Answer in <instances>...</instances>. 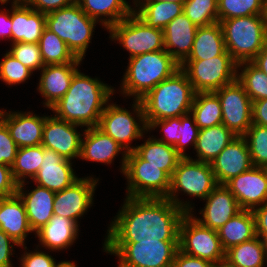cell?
<instances>
[{
  "label": "cell",
  "mask_w": 267,
  "mask_h": 267,
  "mask_svg": "<svg viewBox=\"0 0 267 267\" xmlns=\"http://www.w3.org/2000/svg\"><path fill=\"white\" fill-rule=\"evenodd\" d=\"M103 248L118 256V267H172L179 241L104 242Z\"/></svg>",
  "instance_id": "obj_7"
},
{
  "label": "cell",
  "mask_w": 267,
  "mask_h": 267,
  "mask_svg": "<svg viewBox=\"0 0 267 267\" xmlns=\"http://www.w3.org/2000/svg\"><path fill=\"white\" fill-rule=\"evenodd\" d=\"M263 241H264V244H265V250H266V256H267V237H265L263 239Z\"/></svg>",
  "instance_id": "obj_61"
},
{
  "label": "cell",
  "mask_w": 267,
  "mask_h": 267,
  "mask_svg": "<svg viewBox=\"0 0 267 267\" xmlns=\"http://www.w3.org/2000/svg\"><path fill=\"white\" fill-rule=\"evenodd\" d=\"M254 167H267V127L252 124L243 135Z\"/></svg>",
  "instance_id": "obj_42"
},
{
  "label": "cell",
  "mask_w": 267,
  "mask_h": 267,
  "mask_svg": "<svg viewBox=\"0 0 267 267\" xmlns=\"http://www.w3.org/2000/svg\"><path fill=\"white\" fill-rule=\"evenodd\" d=\"M113 93L114 88L77 70L65 95L50 109L67 122L97 127Z\"/></svg>",
  "instance_id": "obj_2"
},
{
  "label": "cell",
  "mask_w": 267,
  "mask_h": 267,
  "mask_svg": "<svg viewBox=\"0 0 267 267\" xmlns=\"http://www.w3.org/2000/svg\"><path fill=\"white\" fill-rule=\"evenodd\" d=\"M186 212L167 198L126 197L105 242L179 241Z\"/></svg>",
  "instance_id": "obj_1"
},
{
  "label": "cell",
  "mask_w": 267,
  "mask_h": 267,
  "mask_svg": "<svg viewBox=\"0 0 267 267\" xmlns=\"http://www.w3.org/2000/svg\"><path fill=\"white\" fill-rule=\"evenodd\" d=\"M211 262L187 255L177 250L172 267H211Z\"/></svg>",
  "instance_id": "obj_52"
},
{
  "label": "cell",
  "mask_w": 267,
  "mask_h": 267,
  "mask_svg": "<svg viewBox=\"0 0 267 267\" xmlns=\"http://www.w3.org/2000/svg\"><path fill=\"white\" fill-rule=\"evenodd\" d=\"M12 9L11 14L7 10L0 11V39L9 38L12 41Z\"/></svg>",
  "instance_id": "obj_55"
},
{
  "label": "cell",
  "mask_w": 267,
  "mask_h": 267,
  "mask_svg": "<svg viewBox=\"0 0 267 267\" xmlns=\"http://www.w3.org/2000/svg\"><path fill=\"white\" fill-rule=\"evenodd\" d=\"M75 0H26V3L34 10L43 14L72 5Z\"/></svg>",
  "instance_id": "obj_50"
},
{
  "label": "cell",
  "mask_w": 267,
  "mask_h": 267,
  "mask_svg": "<svg viewBox=\"0 0 267 267\" xmlns=\"http://www.w3.org/2000/svg\"><path fill=\"white\" fill-rule=\"evenodd\" d=\"M227 52L237 63L251 62L267 40L265 15L234 17L219 21Z\"/></svg>",
  "instance_id": "obj_5"
},
{
  "label": "cell",
  "mask_w": 267,
  "mask_h": 267,
  "mask_svg": "<svg viewBox=\"0 0 267 267\" xmlns=\"http://www.w3.org/2000/svg\"><path fill=\"white\" fill-rule=\"evenodd\" d=\"M11 47L9 53L31 71L44 68L39 43L18 42Z\"/></svg>",
  "instance_id": "obj_43"
},
{
  "label": "cell",
  "mask_w": 267,
  "mask_h": 267,
  "mask_svg": "<svg viewBox=\"0 0 267 267\" xmlns=\"http://www.w3.org/2000/svg\"><path fill=\"white\" fill-rule=\"evenodd\" d=\"M0 229L20 247H24L28 233L32 232L28 223L25 206L17 193L11 196L0 197Z\"/></svg>",
  "instance_id": "obj_25"
},
{
  "label": "cell",
  "mask_w": 267,
  "mask_h": 267,
  "mask_svg": "<svg viewBox=\"0 0 267 267\" xmlns=\"http://www.w3.org/2000/svg\"><path fill=\"white\" fill-rule=\"evenodd\" d=\"M53 267H77V266H76V264L74 262L61 261L58 264H56V262H55Z\"/></svg>",
  "instance_id": "obj_58"
},
{
  "label": "cell",
  "mask_w": 267,
  "mask_h": 267,
  "mask_svg": "<svg viewBox=\"0 0 267 267\" xmlns=\"http://www.w3.org/2000/svg\"><path fill=\"white\" fill-rule=\"evenodd\" d=\"M179 250L214 263L225 258L217 230L202 226L192 213H186L179 226Z\"/></svg>",
  "instance_id": "obj_13"
},
{
  "label": "cell",
  "mask_w": 267,
  "mask_h": 267,
  "mask_svg": "<svg viewBox=\"0 0 267 267\" xmlns=\"http://www.w3.org/2000/svg\"><path fill=\"white\" fill-rule=\"evenodd\" d=\"M217 185L211 164L193 160L190 156L181 158L171 177L166 198L186 213H191L193 207L190 202L185 203L177 198L178 191L204 200Z\"/></svg>",
  "instance_id": "obj_8"
},
{
  "label": "cell",
  "mask_w": 267,
  "mask_h": 267,
  "mask_svg": "<svg viewBox=\"0 0 267 267\" xmlns=\"http://www.w3.org/2000/svg\"><path fill=\"white\" fill-rule=\"evenodd\" d=\"M218 0H186L183 13L197 27H207L218 22Z\"/></svg>",
  "instance_id": "obj_41"
},
{
  "label": "cell",
  "mask_w": 267,
  "mask_h": 267,
  "mask_svg": "<svg viewBox=\"0 0 267 267\" xmlns=\"http://www.w3.org/2000/svg\"><path fill=\"white\" fill-rule=\"evenodd\" d=\"M18 146L10 136L7 126L0 120V164L12 166Z\"/></svg>",
  "instance_id": "obj_47"
},
{
  "label": "cell",
  "mask_w": 267,
  "mask_h": 267,
  "mask_svg": "<svg viewBox=\"0 0 267 267\" xmlns=\"http://www.w3.org/2000/svg\"><path fill=\"white\" fill-rule=\"evenodd\" d=\"M21 267H53L54 258L39 250L35 252H26L20 258Z\"/></svg>",
  "instance_id": "obj_48"
},
{
  "label": "cell",
  "mask_w": 267,
  "mask_h": 267,
  "mask_svg": "<svg viewBox=\"0 0 267 267\" xmlns=\"http://www.w3.org/2000/svg\"><path fill=\"white\" fill-rule=\"evenodd\" d=\"M215 93L222 108V124L234 135L243 136L252 125V101L235 80Z\"/></svg>",
  "instance_id": "obj_14"
},
{
  "label": "cell",
  "mask_w": 267,
  "mask_h": 267,
  "mask_svg": "<svg viewBox=\"0 0 267 267\" xmlns=\"http://www.w3.org/2000/svg\"><path fill=\"white\" fill-rule=\"evenodd\" d=\"M81 125L62 120L54 115L46 116L43 127L42 146L51 149L65 159L73 160L80 156L81 139L76 128Z\"/></svg>",
  "instance_id": "obj_17"
},
{
  "label": "cell",
  "mask_w": 267,
  "mask_h": 267,
  "mask_svg": "<svg viewBox=\"0 0 267 267\" xmlns=\"http://www.w3.org/2000/svg\"><path fill=\"white\" fill-rule=\"evenodd\" d=\"M43 162V146H30L18 148L15 162L11 166L12 176L19 185L27 177L32 179L37 175Z\"/></svg>",
  "instance_id": "obj_37"
},
{
  "label": "cell",
  "mask_w": 267,
  "mask_h": 267,
  "mask_svg": "<svg viewBox=\"0 0 267 267\" xmlns=\"http://www.w3.org/2000/svg\"><path fill=\"white\" fill-rule=\"evenodd\" d=\"M235 196L241 209L253 210L267 202V170L252 167L224 184Z\"/></svg>",
  "instance_id": "obj_16"
},
{
  "label": "cell",
  "mask_w": 267,
  "mask_h": 267,
  "mask_svg": "<svg viewBox=\"0 0 267 267\" xmlns=\"http://www.w3.org/2000/svg\"><path fill=\"white\" fill-rule=\"evenodd\" d=\"M218 22L234 17L265 15L267 0H218Z\"/></svg>",
  "instance_id": "obj_40"
},
{
  "label": "cell",
  "mask_w": 267,
  "mask_h": 267,
  "mask_svg": "<svg viewBox=\"0 0 267 267\" xmlns=\"http://www.w3.org/2000/svg\"><path fill=\"white\" fill-rule=\"evenodd\" d=\"M134 152L148 164L157 166L172 177L179 160L182 158L174 146L148 138L144 144L136 146Z\"/></svg>",
  "instance_id": "obj_33"
},
{
  "label": "cell",
  "mask_w": 267,
  "mask_h": 267,
  "mask_svg": "<svg viewBox=\"0 0 267 267\" xmlns=\"http://www.w3.org/2000/svg\"><path fill=\"white\" fill-rule=\"evenodd\" d=\"M197 28L183 12L164 28V50L179 64L189 56Z\"/></svg>",
  "instance_id": "obj_23"
},
{
  "label": "cell",
  "mask_w": 267,
  "mask_h": 267,
  "mask_svg": "<svg viewBox=\"0 0 267 267\" xmlns=\"http://www.w3.org/2000/svg\"><path fill=\"white\" fill-rule=\"evenodd\" d=\"M107 30L111 40L119 41L130 53L129 58L164 50V31L148 26L134 12Z\"/></svg>",
  "instance_id": "obj_12"
},
{
  "label": "cell",
  "mask_w": 267,
  "mask_h": 267,
  "mask_svg": "<svg viewBox=\"0 0 267 267\" xmlns=\"http://www.w3.org/2000/svg\"><path fill=\"white\" fill-rule=\"evenodd\" d=\"M194 95L187 75L179 69L140 99L146 125L190 113Z\"/></svg>",
  "instance_id": "obj_3"
},
{
  "label": "cell",
  "mask_w": 267,
  "mask_h": 267,
  "mask_svg": "<svg viewBox=\"0 0 267 267\" xmlns=\"http://www.w3.org/2000/svg\"><path fill=\"white\" fill-rule=\"evenodd\" d=\"M46 28V14L32 9L26 2L12 4V43H39Z\"/></svg>",
  "instance_id": "obj_26"
},
{
  "label": "cell",
  "mask_w": 267,
  "mask_h": 267,
  "mask_svg": "<svg viewBox=\"0 0 267 267\" xmlns=\"http://www.w3.org/2000/svg\"><path fill=\"white\" fill-rule=\"evenodd\" d=\"M78 179L72 168L71 160L43 147V162L37 175L33 178L35 184L50 191L59 192Z\"/></svg>",
  "instance_id": "obj_19"
},
{
  "label": "cell",
  "mask_w": 267,
  "mask_h": 267,
  "mask_svg": "<svg viewBox=\"0 0 267 267\" xmlns=\"http://www.w3.org/2000/svg\"><path fill=\"white\" fill-rule=\"evenodd\" d=\"M225 258L236 267H264L267 261L264 241L256 236L235 245L225 251Z\"/></svg>",
  "instance_id": "obj_35"
},
{
  "label": "cell",
  "mask_w": 267,
  "mask_h": 267,
  "mask_svg": "<svg viewBox=\"0 0 267 267\" xmlns=\"http://www.w3.org/2000/svg\"><path fill=\"white\" fill-rule=\"evenodd\" d=\"M81 61L76 58L72 63L44 66L38 90L45 98V107L50 109L65 95Z\"/></svg>",
  "instance_id": "obj_22"
},
{
  "label": "cell",
  "mask_w": 267,
  "mask_h": 267,
  "mask_svg": "<svg viewBox=\"0 0 267 267\" xmlns=\"http://www.w3.org/2000/svg\"><path fill=\"white\" fill-rule=\"evenodd\" d=\"M204 200L205 207L199 213L203 218H194L207 228L219 229L242 210L235 196L224 184H218Z\"/></svg>",
  "instance_id": "obj_21"
},
{
  "label": "cell",
  "mask_w": 267,
  "mask_h": 267,
  "mask_svg": "<svg viewBox=\"0 0 267 267\" xmlns=\"http://www.w3.org/2000/svg\"><path fill=\"white\" fill-rule=\"evenodd\" d=\"M210 164L218 184L250 170L253 164L245 138L234 137Z\"/></svg>",
  "instance_id": "obj_18"
},
{
  "label": "cell",
  "mask_w": 267,
  "mask_h": 267,
  "mask_svg": "<svg viewBox=\"0 0 267 267\" xmlns=\"http://www.w3.org/2000/svg\"><path fill=\"white\" fill-rule=\"evenodd\" d=\"M135 1H156V2L165 1V2H176L184 4L186 0H135Z\"/></svg>",
  "instance_id": "obj_59"
},
{
  "label": "cell",
  "mask_w": 267,
  "mask_h": 267,
  "mask_svg": "<svg viewBox=\"0 0 267 267\" xmlns=\"http://www.w3.org/2000/svg\"><path fill=\"white\" fill-rule=\"evenodd\" d=\"M98 179L79 178L72 185L55 192L53 214L63 216L74 221L84 215L93 204V196Z\"/></svg>",
  "instance_id": "obj_15"
},
{
  "label": "cell",
  "mask_w": 267,
  "mask_h": 267,
  "mask_svg": "<svg viewBox=\"0 0 267 267\" xmlns=\"http://www.w3.org/2000/svg\"><path fill=\"white\" fill-rule=\"evenodd\" d=\"M190 113L199 129L222 124V108L215 92L195 93Z\"/></svg>",
  "instance_id": "obj_36"
},
{
  "label": "cell",
  "mask_w": 267,
  "mask_h": 267,
  "mask_svg": "<svg viewBox=\"0 0 267 267\" xmlns=\"http://www.w3.org/2000/svg\"><path fill=\"white\" fill-rule=\"evenodd\" d=\"M19 246L11 237H9L3 230L0 229V267H13L10 261L12 256L13 245Z\"/></svg>",
  "instance_id": "obj_51"
},
{
  "label": "cell",
  "mask_w": 267,
  "mask_h": 267,
  "mask_svg": "<svg viewBox=\"0 0 267 267\" xmlns=\"http://www.w3.org/2000/svg\"><path fill=\"white\" fill-rule=\"evenodd\" d=\"M134 5L137 8H133V12L141 20L148 26L161 30H164L172 19L183 12V4L176 2L135 1Z\"/></svg>",
  "instance_id": "obj_34"
},
{
  "label": "cell",
  "mask_w": 267,
  "mask_h": 267,
  "mask_svg": "<svg viewBox=\"0 0 267 267\" xmlns=\"http://www.w3.org/2000/svg\"><path fill=\"white\" fill-rule=\"evenodd\" d=\"M83 137L79 156L83 160L111 164L124 149L98 127L84 129Z\"/></svg>",
  "instance_id": "obj_27"
},
{
  "label": "cell",
  "mask_w": 267,
  "mask_h": 267,
  "mask_svg": "<svg viewBox=\"0 0 267 267\" xmlns=\"http://www.w3.org/2000/svg\"><path fill=\"white\" fill-rule=\"evenodd\" d=\"M17 186L12 176L11 166L0 164V197L16 194Z\"/></svg>",
  "instance_id": "obj_49"
},
{
  "label": "cell",
  "mask_w": 267,
  "mask_h": 267,
  "mask_svg": "<svg viewBox=\"0 0 267 267\" xmlns=\"http://www.w3.org/2000/svg\"><path fill=\"white\" fill-rule=\"evenodd\" d=\"M255 218L256 235L264 239L267 237V202L252 210Z\"/></svg>",
  "instance_id": "obj_53"
},
{
  "label": "cell",
  "mask_w": 267,
  "mask_h": 267,
  "mask_svg": "<svg viewBox=\"0 0 267 267\" xmlns=\"http://www.w3.org/2000/svg\"><path fill=\"white\" fill-rule=\"evenodd\" d=\"M265 19H266V32H267V6H266V11H265Z\"/></svg>",
  "instance_id": "obj_62"
},
{
  "label": "cell",
  "mask_w": 267,
  "mask_h": 267,
  "mask_svg": "<svg viewBox=\"0 0 267 267\" xmlns=\"http://www.w3.org/2000/svg\"><path fill=\"white\" fill-rule=\"evenodd\" d=\"M97 22L76 2L46 14V28L57 34L73 55L81 60L85 56Z\"/></svg>",
  "instance_id": "obj_6"
},
{
  "label": "cell",
  "mask_w": 267,
  "mask_h": 267,
  "mask_svg": "<svg viewBox=\"0 0 267 267\" xmlns=\"http://www.w3.org/2000/svg\"><path fill=\"white\" fill-rule=\"evenodd\" d=\"M132 108H134V113L136 118L135 120L130 113V111L122 108L116 104H108L103 113L101 114L98 128L103 131L105 134L110 136L114 141H116L121 147L125 150L123 151V159L121 170L124 172L126 165V156L129 152L135 150V146L130 147L129 145L132 140L140 139L143 137V133L147 130V125L144 119V110L140 100H134ZM142 124V125H141ZM141 125V126H140Z\"/></svg>",
  "instance_id": "obj_9"
},
{
  "label": "cell",
  "mask_w": 267,
  "mask_h": 267,
  "mask_svg": "<svg viewBox=\"0 0 267 267\" xmlns=\"http://www.w3.org/2000/svg\"><path fill=\"white\" fill-rule=\"evenodd\" d=\"M180 69L187 75L195 93L215 92L236 80L237 63L230 54L209 60H184Z\"/></svg>",
  "instance_id": "obj_10"
},
{
  "label": "cell",
  "mask_w": 267,
  "mask_h": 267,
  "mask_svg": "<svg viewBox=\"0 0 267 267\" xmlns=\"http://www.w3.org/2000/svg\"><path fill=\"white\" fill-rule=\"evenodd\" d=\"M221 54L229 53L226 50L222 27L217 22L197 28L192 50L185 60H209Z\"/></svg>",
  "instance_id": "obj_29"
},
{
  "label": "cell",
  "mask_w": 267,
  "mask_h": 267,
  "mask_svg": "<svg viewBox=\"0 0 267 267\" xmlns=\"http://www.w3.org/2000/svg\"><path fill=\"white\" fill-rule=\"evenodd\" d=\"M239 68L242 72H238ZM236 80L243 86L252 102L267 99V75L252 62L237 64Z\"/></svg>",
  "instance_id": "obj_39"
},
{
  "label": "cell",
  "mask_w": 267,
  "mask_h": 267,
  "mask_svg": "<svg viewBox=\"0 0 267 267\" xmlns=\"http://www.w3.org/2000/svg\"><path fill=\"white\" fill-rule=\"evenodd\" d=\"M75 2L89 17L99 21L106 29L128 17L134 10L126 0H75Z\"/></svg>",
  "instance_id": "obj_30"
},
{
  "label": "cell",
  "mask_w": 267,
  "mask_h": 267,
  "mask_svg": "<svg viewBox=\"0 0 267 267\" xmlns=\"http://www.w3.org/2000/svg\"><path fill=\"white\" fill-rule=\"evenodd\" d=\"M251 62L267 75V40L263 49Z\"/></svg>",
  "instance_id": "obj_56"
},
{
  "label": "cell",
  "mask_w": 267,
  "mask_h": 267,
  "mask_svg": "<svg viewBox=\"0 0 267 267\" xmlns=\"http://www.w3.org/2000/svg\"><path fill=\"white\" fill-rule=\"evenodd\" d=\"M123 175L127 178V196L132 198H166L171 177L157 166L148 164L134 151L126 156Z\"/></svg>",
  "instance_id": "obj_11"
},
{
  "label": "cell",
  "mask_w": 267,
  "mask_h": 267,
  "mask_svg": "<svg viewBox=\"0 0 267 267\" xmlns=\"http://www.w3.org/2000/svg\"><path fill=\"white\" fill-rule=\"evenodd\" d=\"M33 71L15 59L9 52L0 62V79L7 85H16L25 82Z\"/></svg>",
  "instance_id": "obj_44"
},
{
  "label": "cell",
  "mask_w": 267,
  "mask_h": 267,
  "mask_svg": "<svg viewBox=\"0 0 267 267\" xmlns=\"http://www.w3.org/2000/svg\"><path fill=\"white\" fill-rule=\"evenodd\" d=\"M224 250L256 237L255 218L252 210L242 209L217 229Z\"/></svg>",
  "instance_id": "obj_31"
},
{
  "label": "cell",
  "mask_w": 267,
  "mask_h": 267,
  "mask_svg": "<svg viewBox=\"0 0 267 267\" xmlns=\"http://www.w3.org/2000/svg\"><path fill=\"white\" fill-rule=\"evenodd\" d=\"M79 226L62 215H53L49 222L36 232L39 242L50 250L68 248L78 236Z\"/></svg>",
  "instance_id": "obj_28"
},
{
  "label": "cell",
  "mask_w": 267,
  "mask_h": 267,
  "mask_svg": "<svg viewBox=\"0 0 267 267\" xmlns=\"http://www.w3.org/2000/svg\"><path fill=\"white\" fill-rule=\"evenodd\" d=\"M8 112L0 110V120L7 126L18 148L42 144L46 116L40 117L31 112Z\"/></svg>",
  "instance_id": "obj_20"
},
{
  "label": "cell",
  "mask_w": 267,
  "mask_h": 267,
  "mask_svg": "<svg viewBox=\"0 0 267 267\" xmlns=\"http://www.w3.org/2000/svg\"><path fill=\"white\" fill-rule=\"evenodd\" d=\"M180 121H181V124L179 128H180L181 138L177 142V144L174 146V148L176 149L177 153L182 158H185V157H189L185 153V148L186 146L189 145V143H191L195 149V145L197 142V137H198V133L200 129L196 125L195 118L191 113L181 116Z\"/></svg>",
  "instance_id": "obj_45"
},
{
  "label": "cell",
  "mask_w": 267,
  "mask_h": 267,
  "mask_svg": "<svg viewBox=\"0 0 267 267\" xmlns=\"http://www.w3.org/2000/svg\"><path fill=\"white\" fill-rule=\"evenodd\" d=\"M39 46L44 65L72 63L76 59L66 43L47 28L43 30Z\"/></svg>",
  "instance_id": "obj_38"
},
{
  "label": "cell",
  "mask_w": 267,
  "mask_h": 267,
  "mask_svg": "<svg viewBox=\"0 0 267 267\" xmlns=\"http://www.w3.org/2000/svg\"><path fill=\"white\" fill-rule=\"evenodd\" d=\"M234 137L236 135L223 124L200 129L195 145L196 161L210 164Z\"/></svg>",
  "instance_id": "obj_32"
},
{
  "label": "cell",
  "mask_w": 267,
  "mask_h": 267,
  "mask_svg": "<svg viewBox=\"0 0 267 267\" xmlns=\"http://www.w3.org/2000/svg\"><path fill=\"white\" fill-rule=\"evenodd\" d=\"M9 2L8 0H0V4H5ZM26 0H13L12 4H22V3H25Z\"/></svg>",
  "instance_id": "obj_60"
},
{
  "label": "cell",
  "mask_w": 267,
  "mask_h": 267,
  "mask_svg": "<svg viewBox=\"0 0 267 267\" xmlns=\"http://www.w3.org/2000/svg\"><path fill=\"white\" fill-rule=\"evenodd\" d=\"M25 182L17 186V194L25 206L28 223L33 232H37L52 218L55 192L37 185L28 193L23 192Z\"/></svg>",
  "instance_id": "obj_24"
},
{
  "label": "cell",
  "mask_w": 267,
  "mask_h": 267,
  "mask_svg": "<svg viewBox=\"0 0 267 267\" xmlns=\"http://www.w3.org/2000/svg\"><path fill=\"white\" fill-rule=\"evenodd\" d=\"M252 124L267 127V99L252 102Z\"/></svg>",
  "instance_id": "obj_54"
},
{
  "label": "cell",
  "mask_w": 267,
  "mask_h": 267,
  "mask_svg": "<svg viewBox=\"0 0 267 267\" xmlns=\"http://www.w3.org/2000/svg\"><path fill=\"white\" fill-rule=\"evenodd\" d=\"M180 124H181L180 117L167 118L163 120L152 121L147 126V130L150 129L155 130V128L160 127L161 125L162 129L160 130H162L165 134L163 137L157 140L175 146L181 138L180 128H179Z\"/></svg>",
  "instance_id": "obj_46"
},
{
  "label": "cell",
  "mask_w": 267,
  "mask_h": 267,
  "mask_svg": "<svg viewBox=\"0 0 267 267\" xmlns=\"http://www.w3.org/2000/svg\"><path fill=\"white\" fill-rule=\"evenodd\" d=\"M180 69V64L165 50L129 58L128 67L122 81V94L142 99L161 81L171 77Z\"/></svg>",
  "instance_id": "obj_4"
},
{
  "label": "cell",
  "mask_w": 267,
  "mask_h": 267,
  "mask_svg": "<svg viewBox=\"0 0 267 267\" xmlns=\"http://www.w3.org/2000/svg\"><path fill=\"white\" fill-rule=\"evenodd\" d=\"M211 267H236V266H234L231 262H229L226 258H224L212 263Z\"/></svg>",
  "instance_id": "obj_57"
}]
</instances>
